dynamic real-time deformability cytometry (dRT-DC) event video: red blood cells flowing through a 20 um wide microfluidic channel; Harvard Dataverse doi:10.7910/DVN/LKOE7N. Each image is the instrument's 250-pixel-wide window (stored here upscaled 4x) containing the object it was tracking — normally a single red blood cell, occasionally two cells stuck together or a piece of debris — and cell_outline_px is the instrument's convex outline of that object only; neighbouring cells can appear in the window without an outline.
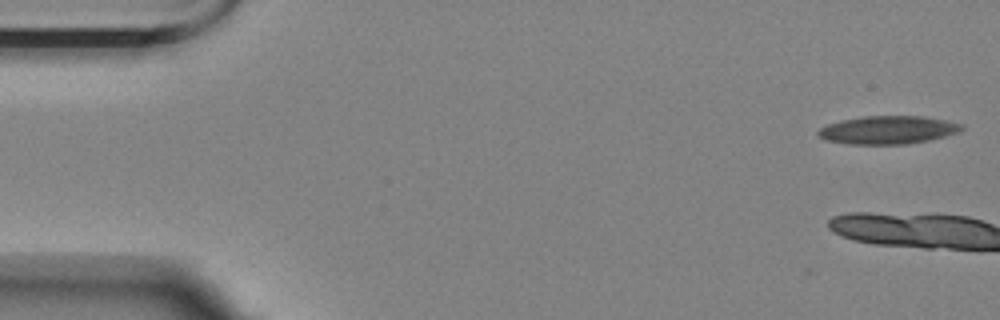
{"species": "Egyptian fruit bat (a non-hibernating species)", "species_latin": "Rousettus aegyptiacus", "temperature_condition": "room temperature", "stored_images_in_passage": 5, "camera_frame_rate_fps": 3000, "um_per_image_px": 0.085, "animal": {"sex": "female"}, "frame": {"image": 1, "passage_image": 1, "time_ms": 0.0, "image_size_px": [1000, 320], "cell_outline_px": [[964, 128], [960, 132], [928, 140], [904, 144], [848, 144], [824, 140], [816, 136], [816, 132], [820, 128], [828, 124], [840, 120], [864, 116], [924, 116], [948, 120], [964, 124]], "centroid_in_image_um": [75.46, 11.04], "position_along_channel_um": 9.5, "area_um2": 23.76}}